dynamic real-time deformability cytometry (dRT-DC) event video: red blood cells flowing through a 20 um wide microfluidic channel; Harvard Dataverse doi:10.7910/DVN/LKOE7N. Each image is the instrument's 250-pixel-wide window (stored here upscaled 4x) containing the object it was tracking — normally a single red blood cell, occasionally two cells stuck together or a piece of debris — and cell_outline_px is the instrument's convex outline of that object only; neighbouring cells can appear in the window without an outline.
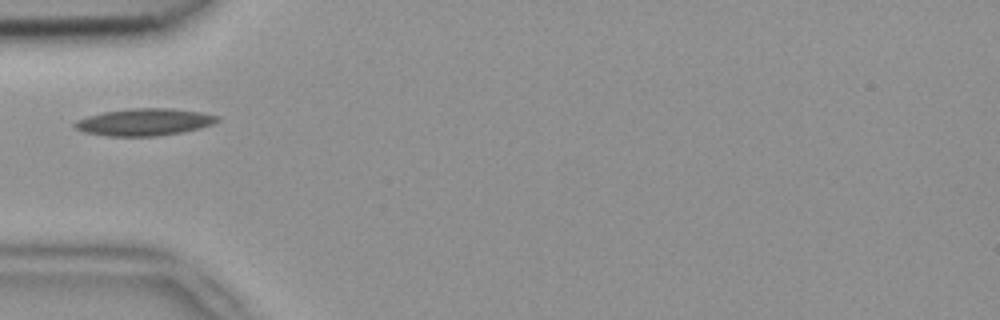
{"species": "common noctule bat (a hibernating species)", "species_latin": "Nyctalus noctula", "temperature_condition": "room temperature", "stored_images_in_passage": 31, "camera_frame_rate_fps": 3000, "um_per_image_px": 0.085, "animal": {"sex": "female", "body_mass_g": 18.4}, "frame": {"image": 1, "passage_image": 1, "time_ms": 0.0, "image_size_px": [1000, 320], "cell_outline_px": [[220, 120], [212, 124], [200, 128], [184, 132], [156, 136], [108, 136], [84, 132], [76, 128], [72, 124], [76, 120], [88, 116], [104, 112], [128, 108], [172, 108], [200, 112], [220, 116]], "centroid_in_image_um": [12.29, 10.37], "position_along_channel_um": 72.7, "area_um2": 22.6}}
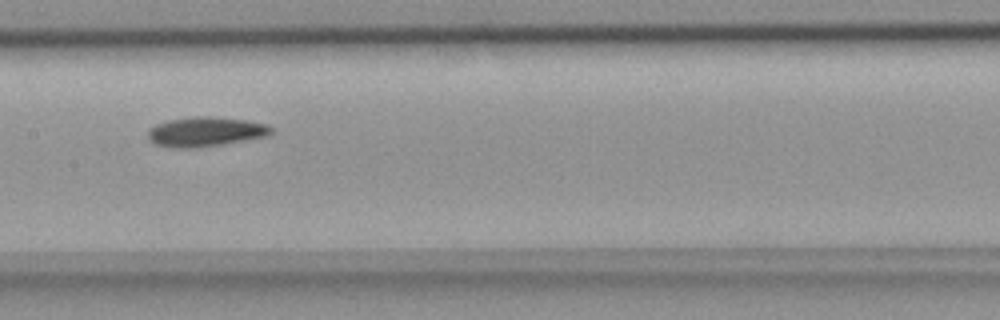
{"frame": {"image": 2, "passage_image": 10, "time_ms": 3.0, "image_size_px": [1000, 320], "cell_outline_px": [[272, 132], [264, 136], [220, 144], [196, 148], [176, 148], [156, 144], [148, 136], [148, 128], [156, 124], [168, 120], [192, 116], [208, 116], [248, 120], [268, 124], [272, 128]], "centroid_in_image_um": [17.44, 11.18], "position_along_channel_um": 190.0, "area_um2": 21.04}}
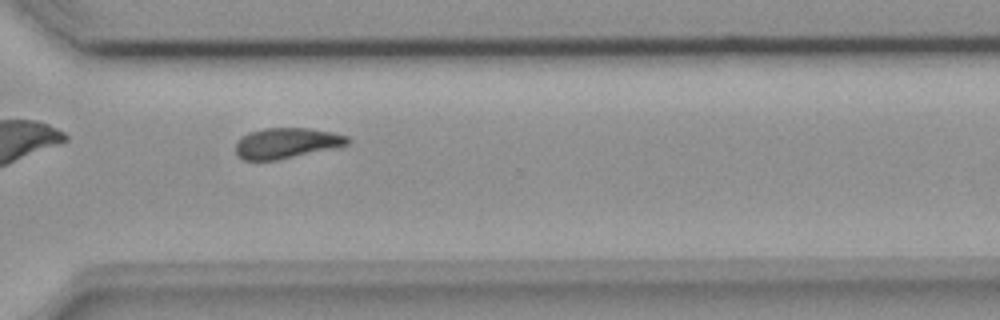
{"frame": {"image": 3, "passage_image": 22, "time_ms": 7.0, "image_size_px": [1000, 320], "cell_outline_px": [[352, 140], [348, 144], [332, 148], [276, 160], [244, 160], [236, 152], [236, 144], [248, 132], [264, 128], [308, 128], [332, 132], [348, 136]], "centroid_in_image_um": [24.37, 12.15], "position_along_channel_um": 346.2, "area_um2": 19.59}}